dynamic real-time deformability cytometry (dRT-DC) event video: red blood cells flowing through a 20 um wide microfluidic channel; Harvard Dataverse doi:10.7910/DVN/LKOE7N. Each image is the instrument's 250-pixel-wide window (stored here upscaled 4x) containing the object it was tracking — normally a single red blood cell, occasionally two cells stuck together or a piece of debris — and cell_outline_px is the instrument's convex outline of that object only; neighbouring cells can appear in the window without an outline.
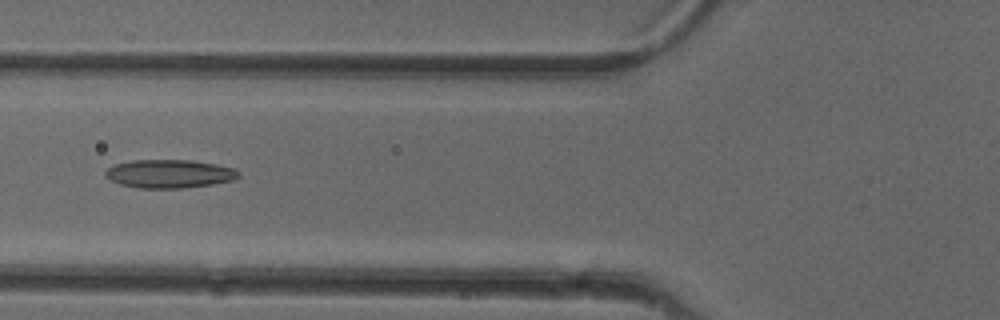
{"species": "common noctule bat (a hibernating species)", "species_latin": "Nyctalus noctula", "temperature_condition": "cold", "stored_images_in_passage": 50, "camera_frame_rate_fps": 3000, "um_per_image_px": 0.085, "animal": {"sex": "female"}, "frame": {"image": 1, "passage_image": 18, "time_ms": 5.667, "image_size_px": [1000, 320], "cell_outline_px": [[240, 176], [232, 180], [212, 184], [184, 188], [140, 188], [120, 184], [104, 176], [104, 172], [112, 164], [132, 160], [192, 160], [216, 164], [232, 168], [240, 172]], "centroid_in_image_um": [14.37, 14.76], "position_along_channel_um": 111.4, "area_um2": 22.08}}
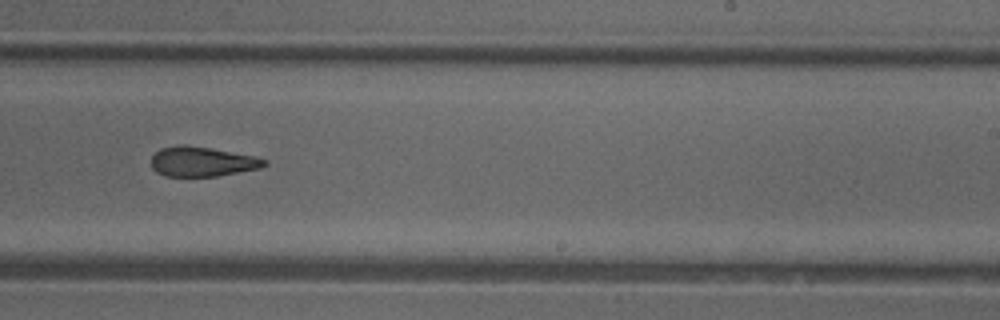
{"frame": {"image": 2, "passage_image": 30, "time_ms": 9.667, "image_size_px": [1000, 320], "cell_outline_px": [[268, 164], [260, 168], [216, 176], [164, 176], [156, 172], [152, 168], [152, 156], [160, 148], [180, 144], [184, 144], [212, 148], [256, 156], [268, 160]], "centroid_in_image_um": [17.19, 13.72], "position_along_channel_um": 271.8, "area_um2": 19.77}}
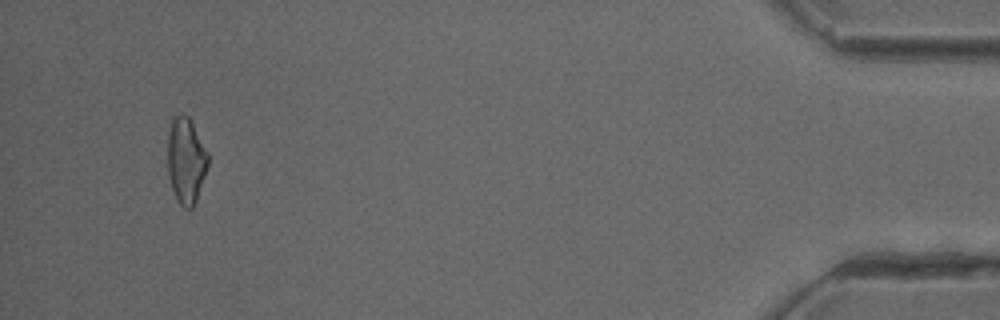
{"frame": {"image": 3, "passage_image": 47, "time_ms": 15.333, "image_size_px": [1000, 320], "cell_outline_px": [[208, 164], [196, 200], [192, 208], [184, 208], [176, 200], [168, 176], [168, 136], [172, 120], [180, 112], [188, 116], [208, 152]], "centroid_in_image_um": [15.8, 13.65], "position_along_channel_um": 419.4, "area_um2": 20.0}, "authors_computed_cell_mechanics": {"area_um2": 20.7791, "velocity_mm_per_s": 4.0144, "shape_relaxation_time_tau1_ms": 5.4119, "shape_relaxation_time_tau2_ms": 3.7063, "deformation_change_tau1": 0.1686, "deformation_change_tau2": 0.1351}}